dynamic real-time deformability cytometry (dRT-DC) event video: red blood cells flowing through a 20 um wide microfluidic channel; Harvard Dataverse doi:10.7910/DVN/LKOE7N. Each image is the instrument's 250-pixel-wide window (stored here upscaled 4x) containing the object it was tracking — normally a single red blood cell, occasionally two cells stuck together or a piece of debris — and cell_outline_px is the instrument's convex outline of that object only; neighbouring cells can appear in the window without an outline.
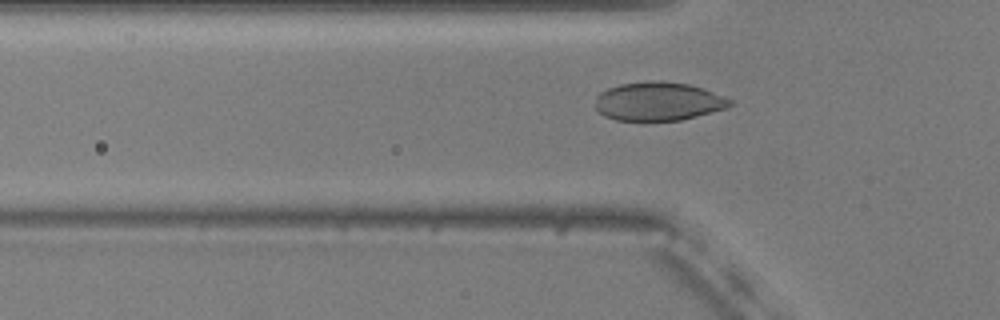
{"species": "common noctule bat (a hibernating species)", "species_latin": "Nyctalus noctula", "temperature_condition": "warm", "stored_images_in_passage": 21, "camera_frame_rate_fps": 3000, "um_per_image_px": 0.085, "animal": {"sex": "male", "body_mass_g": 20.5, "forearm_length_mm": 52.5}, "frame": {"image": 1, "passage_image": 5, "time_ms": 1.333, "image_size_px": [1000, 320], "cell_outline_px": [[732, 104], [724, 108], [680, 120], [644, 124], [616, 120], [604, 116], [596, 108], [596, 96], [600, 92], [608, 88], [620, 84], [652, 80], [660, 80], [688, 84], [704, 88], [724, 96], [732, 100]], "centroid_in_image_um": [55.9, 8.65], "position_along_channel_um": 69.9, "area_um2": 31.04}}
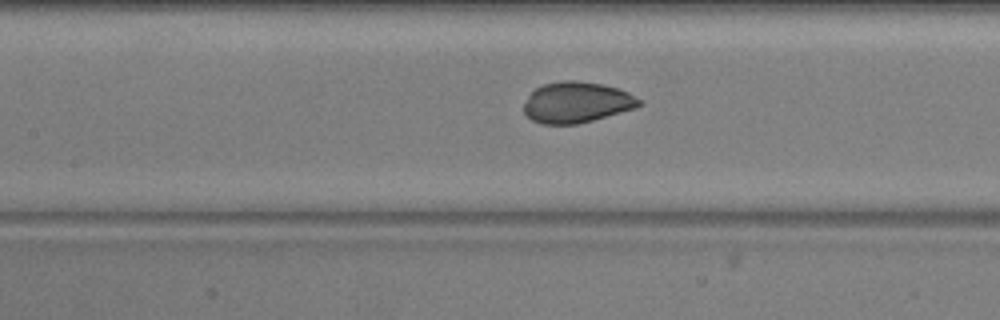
{"frame": {"image": 2, "passage_image": 12, "time_ms": 3.667, "image_size_px": [1000, 320], "cell_outline_px": [[644, 104], [636, 108], [592, 120], [576, 124], [540, 124], [532, 120], [524, 112], [524, 104], [528, 96], [536, 88], [544, 84], [564, 80], [576, 80], [600, 84], [616, 88], [628, 92], [644, 100]], "centroid_in_image_um": [49.04, 8.7], "position_along_channel_um": 158.4, "area_um2": 27.46}}
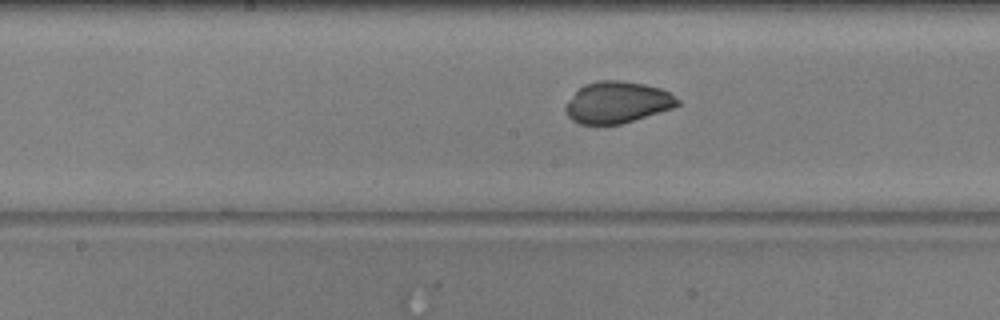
{"frame": {"image": 3, "passage_image": 15, "time_ms": 4.667, "image_size_px": [1000, 320], "cell_outline_px": [[680, 104], [672, 108], [620, 124], [580, 124], [572, 120], [568, 116], [564, 108], [568, 100], [584, 84], [600, 80], [624, 80], [644, 84], [660, 88], [668, 92], [680, 100]], "centroid_in_image_um": [52.46, 8.69], "position_along_channel_um": 195.7, "area_um2": 26.93}}